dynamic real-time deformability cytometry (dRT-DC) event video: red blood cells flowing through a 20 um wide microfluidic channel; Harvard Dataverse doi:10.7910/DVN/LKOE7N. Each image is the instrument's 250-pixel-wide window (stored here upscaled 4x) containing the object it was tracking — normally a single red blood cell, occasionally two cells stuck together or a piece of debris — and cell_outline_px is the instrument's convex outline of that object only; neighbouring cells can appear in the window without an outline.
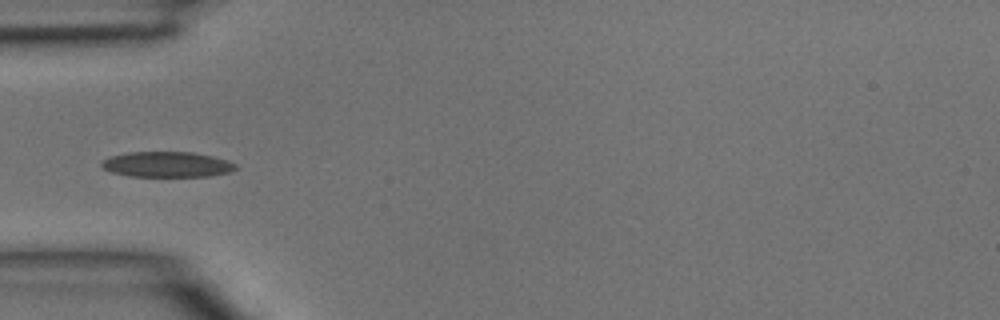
{"species": "common noctule bat (a hibernating species)", "species_latin": "Nyctalus noctula", "temperature_condition": "room temperature", "stored_images_in_passage": 3, "camera_frame_rate_fps": 3000, "um_per_image_px": 0.085, "animal": {"sex": "male", "body_mass_g": 15.6}, "frame": {"image": 1, "passage_image": 2, "time_ms": 0.333, "image_size_px": [1000, 320], "cell_outline_px": [[236, 168], [232, 172], [208, 176], [128, 176], [112, 172], [104, 168], [100, 164], [100, 160], [112, 156], [128, 152], [192, 152], [212, 156], [228, 160], [236, 164]], "centroid_in_image_um": [14.2, 13.97], "position_along_channel_um": 70.8, "area_um2": 19.88}}